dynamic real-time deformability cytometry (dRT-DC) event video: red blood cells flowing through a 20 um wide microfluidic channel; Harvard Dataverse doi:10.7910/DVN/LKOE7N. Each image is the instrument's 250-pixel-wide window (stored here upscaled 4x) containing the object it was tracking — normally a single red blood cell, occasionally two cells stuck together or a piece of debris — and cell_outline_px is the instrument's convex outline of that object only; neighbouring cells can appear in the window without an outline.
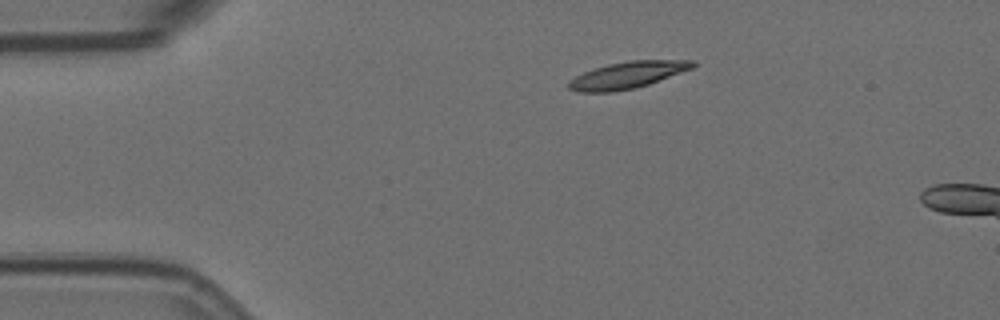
{"species": "Egyptian fruit bat (a non-hibernating species)", "species_latin": "Rousettus aegyptiacus", "temperature_condition": "room temperature", "stored_images_in_passage": 9, "camera_frame_rate_fps": 3000, "um_per_image_px": 0.085, "animal": {"sex": "female"}, "frame": {"image": 1, "passage_image": 1, "time_ms": 0.0, "image_size_px": [1000, 320], "cell_outline_px": [[696, 64], [692, 68], [648, 84], [632, 88], [612, 92], [576, 92], [568, 88], [568, 80], [584, 72], [608, 64], [628, 60], [696, 60]], "centroid_in_image_um": [53.31, 6.37], "position_along_channel_um": 31.7, "area_um2": 19.13}}
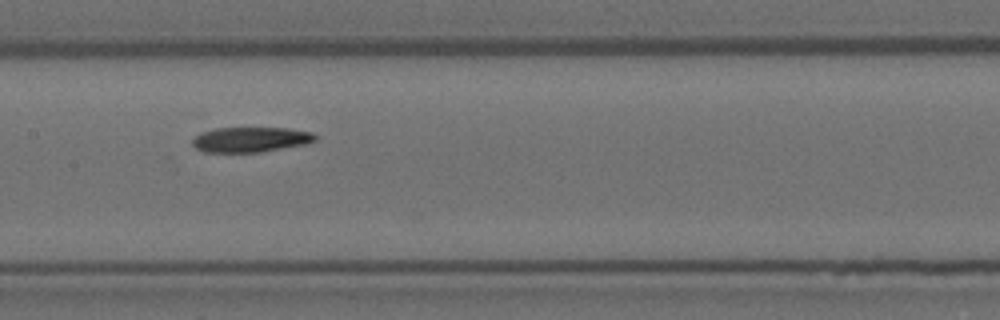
{"frame": {"image": 2, "passage_image": 6, "time_ms": 1.667, "image_size_px": [1000, 320], "cell_outline_px": [[316, 140], [304, 144], [260, 152], [204, 152], [196, 148], [192, 144], [192, 140], [200, 132], [216, 128], [288, 128], [312, 132], [316, 136]], "centroid_in_image_um": [21.27, 11.86], "position_along_channel_um": 186.1, "area_um2": 17.86}}
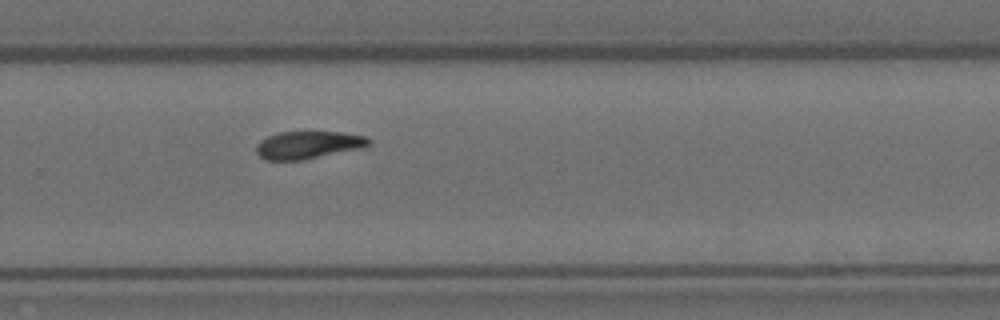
{"frame": {"image": 3, "passage_image": 9, "time_ms": 2.667, "image_size_px": [1000, 320], "cell_outline_px": [[372, 144], [364, 148], [304, 160], [268, 160], [260, 156], [256, 152], [256, 144], [260, 140], [268, 136], [280, 132], [344, 132], [368, 136], [372, 140]], "centroid_in_image_um": [26.27, 12.32], "position_along_channel_um": 303.5, "area_um2": 18.44}}